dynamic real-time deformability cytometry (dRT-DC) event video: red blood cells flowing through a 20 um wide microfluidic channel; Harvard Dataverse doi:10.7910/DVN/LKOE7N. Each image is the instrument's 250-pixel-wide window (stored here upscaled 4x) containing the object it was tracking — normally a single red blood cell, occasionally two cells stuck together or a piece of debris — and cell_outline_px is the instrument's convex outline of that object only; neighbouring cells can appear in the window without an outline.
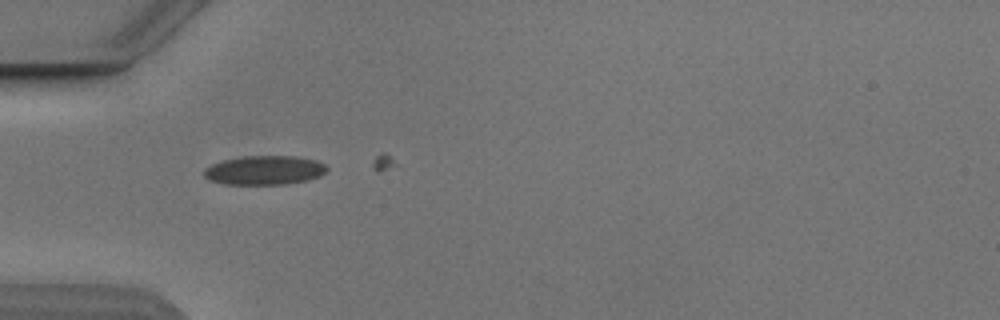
{"species": "Egyptian fruit bat (a non-hibernating species)", "species_latin": "Rousettus aegyptiacus", "temperature_condition": "cold", "stored_images_in_passage": 3, "camera_frame_rate_fps": 3000, "um_per_image_px": 0.085, "animal": {"sex": "male"}, "frame": {"image": 1, "passage_image": 1, "time_ms": 0.0, "image_size_px": [1000, 320], "cell_outline_px": [[328, 168], [320, 176], [304, 180], [284, 184], [224, 184], [208, 180], [204, 176], [204, 172], [212, 164], [224, 160], [244, 156], [296, 156], [316, 160], [324, 164]], "centroid_in_image_um": [22.48, 14.46], "position_along_channel_um": 62.5, "area_um2": 20.58}}